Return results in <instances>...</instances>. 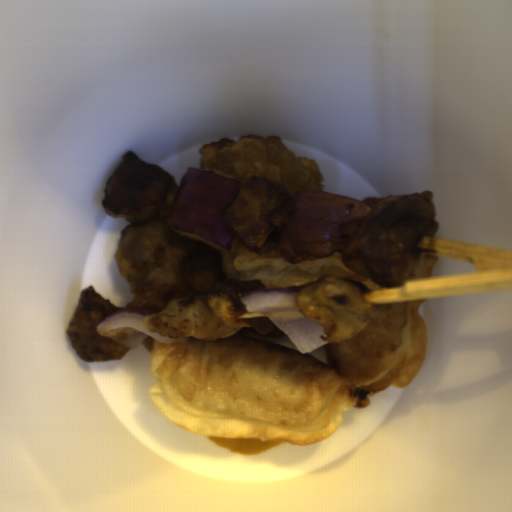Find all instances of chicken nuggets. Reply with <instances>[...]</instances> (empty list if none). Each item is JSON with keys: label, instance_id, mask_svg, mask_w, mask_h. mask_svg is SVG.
<instances>
[{"label": "chicken nuggets", "instance_id": "90cb4de2", "mask_svg": "<svg viewBox=\"0 0 512 512\" xmlns=\"http://www.w3.org/2000/svg\"><path fill=\"white\" fill-rule=\"evenodd\" d=\"M367 215L340 226L345 265L382 287L402 286L418 261L424 237H436L440 224L432 192L365 196Z\"/></svg>", "mask_w": 512, "mask_h": 512}, {"label": "chicken nuggets", "instance_id": "f4ed5422", "mask_svg": "<svg viewBox=\"0 0 512 512\" xmlns=\"http://www.w3.org/2000/svg\"><path fill=\"white\" fill-rule=\"evenodd\" d=\"M172 174L128 151L105 184L102 208L129 224L167 216L179 190Z\"/></svg>", "mask_w": 512, "mask_h": 512}, {"label": "chicken nuggets", "instance_id": "cc037f56", "mask_svg": "<svg viewBox=\"0 0 512 512\" xmlns=\"http://www.w3.org/2000/svg\"><path fill=\"white\" fill-rule=\"evenodd\" d=\"M369 288L356 280L324 274L302 286L295 303L304 318L323 327L321 339L331 343L351 340L374 315L365 299Z\"/></svg>", "mask_w": 512, "mask_h": 512}, {"label": "chicken nuggets", "instance_id": "bb5aeace", "mask_svg": "<svg viewBox=\"0 0 512 512\" xmlns=\"http://www.w3.org/2000/svg\"><path fill=\"white\" fill-rule=\"evenodd\" d=\"M236 301L226 291L209 290L190 298H172L163 310L143 316L142 326L171 339L192 337L211 342L243 328L236 317Z\"/></svg>", "mask_w": 512, "mask_h": 512}, {"label": "chicken nuggets", "instance_id": "2cc3b61b", "mask_svg": "<svg viewBox=\"0 0 512 512\" xmlns=\"http://www.w3.org/2000/svg\"><path fill=\"white\" fill-rule=\"evenodd\" d=\"M292 203L289 189L279 181L252 175L222 218L243 245L259 248L273 232L283 230Z\"/></svg>", "mask_w": 512, "mask_h": 512}, {"label": "chicken nuggets", "instance_id": "73b27043", "mask_svg": "<svg viewBox=\"0 0 512 512\" xmlns=\"http://www.w3.org/2000/svg\"><path fill=\"white\" fill-rule=\"evenodd\" d=\"M116 311L92 285L79 293L77 310L67 325L66 333L83 361L119 360L131 350L96 331V326Z\"/></svg>", "mask_w": 512, "mask_h": 512}]
</instances>
